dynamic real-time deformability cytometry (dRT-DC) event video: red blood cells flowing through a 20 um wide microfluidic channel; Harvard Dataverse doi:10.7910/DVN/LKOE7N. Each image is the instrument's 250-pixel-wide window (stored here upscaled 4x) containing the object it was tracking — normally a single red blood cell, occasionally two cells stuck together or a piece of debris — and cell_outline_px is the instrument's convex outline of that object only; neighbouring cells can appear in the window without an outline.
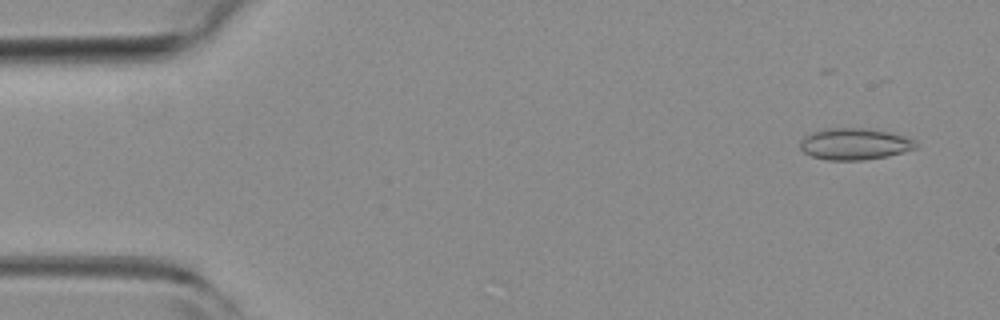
{"species": "common noctule bat (a hibernating species)", "species_latin": "Nyctalus noctula", "temperature_condition": "room temperature", "stored_images_in_passage": 52, "camera_frame_rate_fps": 3000, "um_per_image_px": 0.085, "animal": {"sex": "female", "body_mass_g": 19.3, "forearm_length_mm": 54.1}, "frame": {"image": 1, "passage_image": 3, "time_ms": 0.667, "image_size_px": [1000, 320], "cell_outline_px": [[916, 148], [888, 156], [864, 160], [828, 160], [812, 156], [804, 152], [800, 148], [800, 140], [804, 136], [812, 132], [824, 128], [868, 128], [892, 132], [916, 140]], "centroid_in_image_um": [72.64, 12.23], "position_along_channel_um": 12.4, "area_um2": 21.44}}
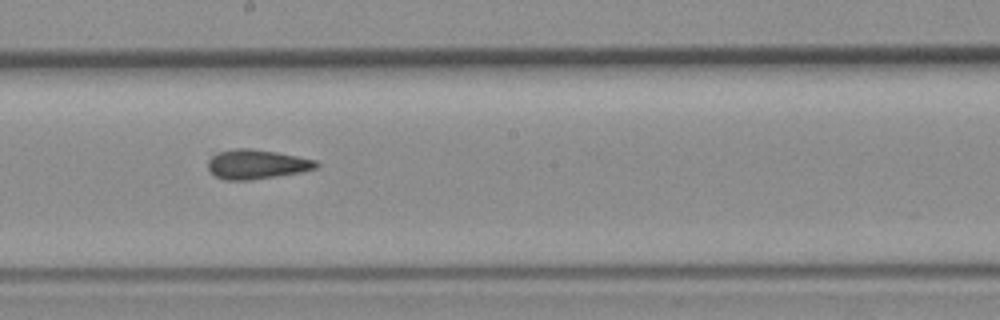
{"frame": {"image": 2, "passage_image": 28, "time_ms": 9.0, "image_size_px": [1000, 320], "cell_outline_px": [[320, 164], [316, 168], [300, 172], [252, 180], [224, 180], [216, 176], [208, 168], [208, 160], [216, 152], [236, 148], [252, 148], [276, 152], [316, 160]], "centroid_in_image_um": [21.8, 13.96], "position_along_channel_um": 226.4, "area_um2": 18.55}}
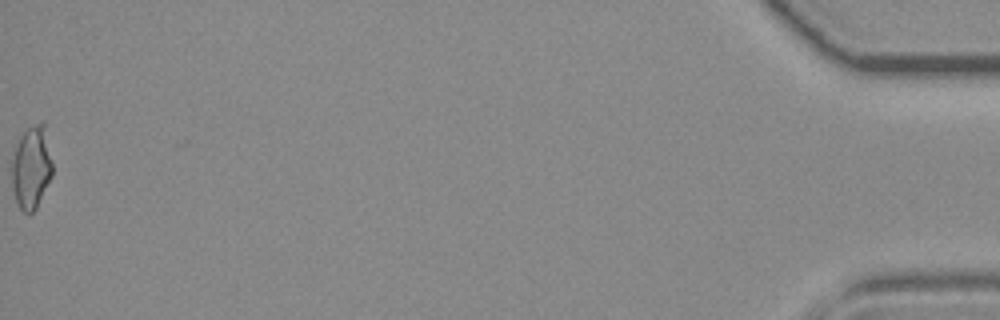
{"frame": {"image": 3, "passage_image": 52, "time_ms": 17.0, "image_size_px": [1000, 320], "cell_outline_px": [[52, 176], [36, 208], [32, 212], [24, 212], [20, 208], [16, 200], [12, 188], [12, 156], [16, 144], [20, 136], [28, 128], [44, 120], [52, 164]], "centroid_in_image_um": [2.67, 14.21], "position_along_channel_um": 432.5, "area_um2": 19.54}, "authors_computed_cell_mechanics": {"area_um2": 19.0162, "velocity_mm_per_s": 3.9467, "shape_relaxation_time_tau1_ms": 7.5671, "shape_relaxation_time_tau2_ms": null, "deformation_change_tau1": 0.2045, "deformation_change_tau2": null}}